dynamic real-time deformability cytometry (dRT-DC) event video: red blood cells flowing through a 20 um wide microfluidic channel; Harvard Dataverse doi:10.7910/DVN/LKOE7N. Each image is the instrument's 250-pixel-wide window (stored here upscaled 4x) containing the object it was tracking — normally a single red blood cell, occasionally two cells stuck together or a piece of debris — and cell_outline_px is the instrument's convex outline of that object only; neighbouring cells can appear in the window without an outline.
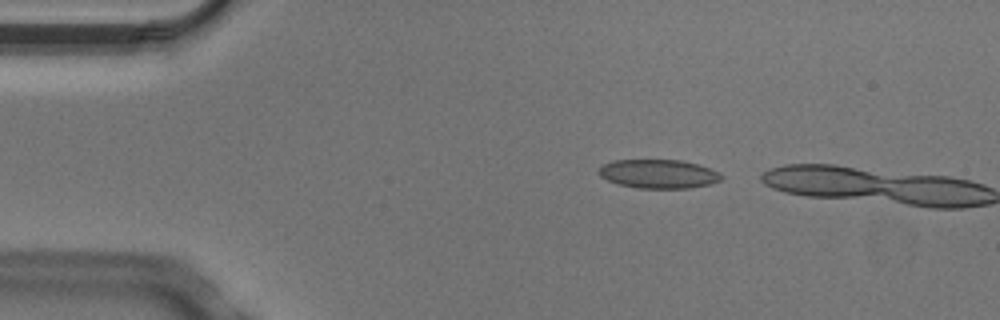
{"species": "Egyptian fruit bat (a non-hibernating species)", "species_latin": "Rousettus aegyptiacus", "temperature_condition": "cold", "stored_images_in_passage": 2, "camera_frame_rate_fps": 3000, "um_per_image_px": 0.085, "animal": {"sex": "male"}, "frame": {"image": 1, "passage_image": 1, "time_ms": 0.0, "image_size_px": [1000, 320], "cell_outline_px": [[724, 176], [720, 180], [712, 184], [688, 188], [640, 188], [620, 184], [608, 180], [600, 176], [596, 172], [596, 168], [612, 160], [680, 160], [696, 164], [720, 172]], "centroid_in_image_um": [55.95, 14.77], "position_along_channel_um": 29.0, "area_um2": 20.63}}